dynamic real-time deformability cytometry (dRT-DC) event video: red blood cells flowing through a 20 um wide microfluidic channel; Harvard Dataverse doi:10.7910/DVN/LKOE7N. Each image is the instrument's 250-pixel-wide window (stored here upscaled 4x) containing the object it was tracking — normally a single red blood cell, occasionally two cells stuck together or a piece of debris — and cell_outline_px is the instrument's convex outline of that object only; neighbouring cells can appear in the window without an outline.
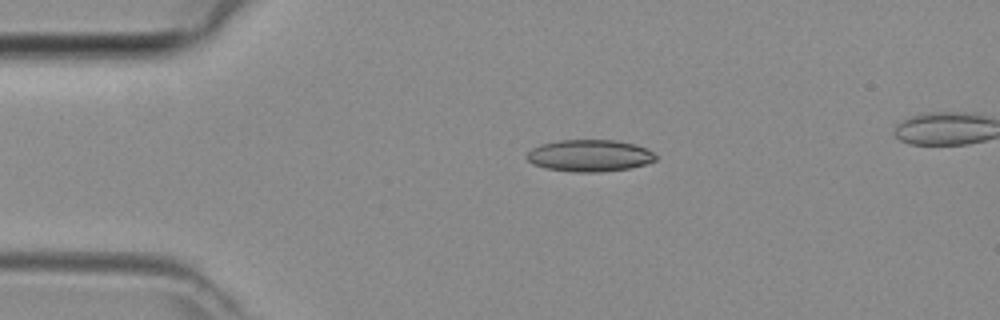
{"species": "common noctule bat (a hibernating species)", "species_latin": "Nyctalus noctula", "temperature_condition": "room temperature", "stored_images_in_passage": 44, "camera_frame_rate_fps": 3000, "um_per_image_px": 0.085, "animal": {"sex": "female", "body_mass_g": 29.2, "forearm_length_mm": 56.3}, "frame": {"image": 1, "passage_image": 9, "time_ms": 2.667, "image_size_px": [1000, 320], "cell_outline_px": [[656, 160], [644, 164], [628, 168], [600, 172], [576, 172], [544, 168], [532, 164], [524, 156], [532, 148], [540, 144], [560, 140], [616, 140], [636, 144], [652, 152], [656, 156]], "centroid_in_image_um": [50.07, 13.22], "position_along_channel_um": 34.9, "area_um2": 23.93}}
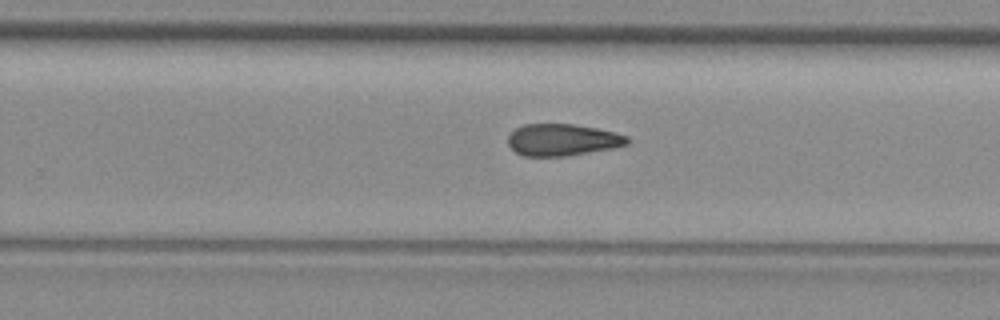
{"frame": {"image": 2, "passage_image": 28, "time_ms": 9.0, "image_size_px": [1000, 320], "cell_outline_px": [[628, 144], [612, 148], [568, 156], [524, 156], [516, 152], [508, 144], [508, 136], [516, 128], [524, 124], [572, 124], [596, 128], [628, 136]], "centroid_in_image_um": [47.79, 11.89], "position_along_channel_um": 282.0, "area_um2": 21.96}}
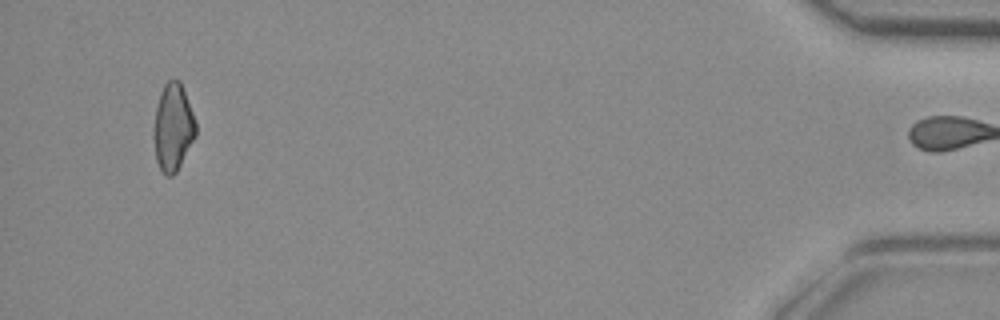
{"frame": {"image": 3, "passage_image": 43, "time_ms": 14.0, "image_size_px": [1000, 320], "cell_outline_px": [[196, 136], [176, 172], [172, 176], [164, 176], [156, 160], [152, 136], [152, 132], [156, 108], [160, 92], [164, 84], [168, 80], [180, 80], [196, 120]], "centroid_in_image_um": [14.69, 10.83], "position_along_channel_um": 420.5, "area_um2": 21.68}}